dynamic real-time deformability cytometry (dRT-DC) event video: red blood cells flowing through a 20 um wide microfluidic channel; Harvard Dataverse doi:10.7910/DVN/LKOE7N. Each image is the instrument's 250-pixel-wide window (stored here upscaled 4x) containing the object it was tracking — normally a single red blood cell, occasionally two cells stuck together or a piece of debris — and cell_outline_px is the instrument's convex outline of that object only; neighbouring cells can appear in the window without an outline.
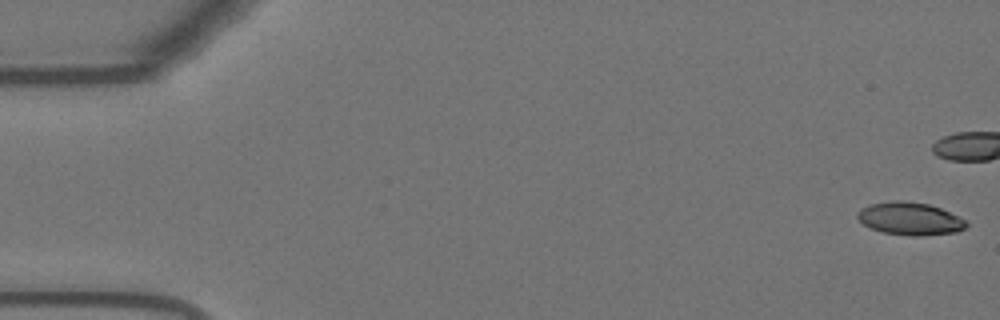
{"species": "Egyptian fruit bat (a non-hibernating species)", "species_latin": "Rousettus aegyptiacus", "temperature_condition": "warm", "stored_images_in_passage": 43, "camera_frame_rate_fps": 3000, "um_per_image_px": 0.085, "animal": {"sex": "female"}, "frame": {"image": 1, "passage_image": 1, "time_ms": 0.0, "image_size_px": [1000, 320], "cell_outline_px": [[968, 224], [964, 228], [956, 232], [920, 236], [912, 236], [884, 232], [872, 228], [864, 224], [856, 216], [856, 212], [860, 208], [868, 204], [892, 200], [900, 200], [928, 204], [940, 208], [968, 220]], "centroid_in_image_um": [77.34, 18.57], "position_along_channel_um": 7.7, "area_um2": 20.81}}
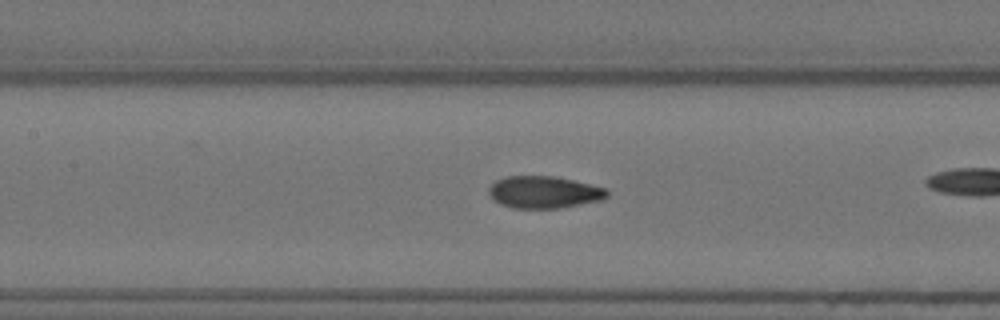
{"frame": {"image": 2, "passage_image": 25, "time_ms": 8.0, "image_size_px": [1000, 320], "cell_outline_px": [[608, 196], [604, 200], [560, 208], [512, 208], [500, 204], [488, 192], [488, 188], [496, 180], [508, 176], [552, 176], [572, 180], [608, 188]], "centroid_in_image_um": [46.28, 16.34], "position_along_channel_um": 161.1, "area_um2": 22.14}}